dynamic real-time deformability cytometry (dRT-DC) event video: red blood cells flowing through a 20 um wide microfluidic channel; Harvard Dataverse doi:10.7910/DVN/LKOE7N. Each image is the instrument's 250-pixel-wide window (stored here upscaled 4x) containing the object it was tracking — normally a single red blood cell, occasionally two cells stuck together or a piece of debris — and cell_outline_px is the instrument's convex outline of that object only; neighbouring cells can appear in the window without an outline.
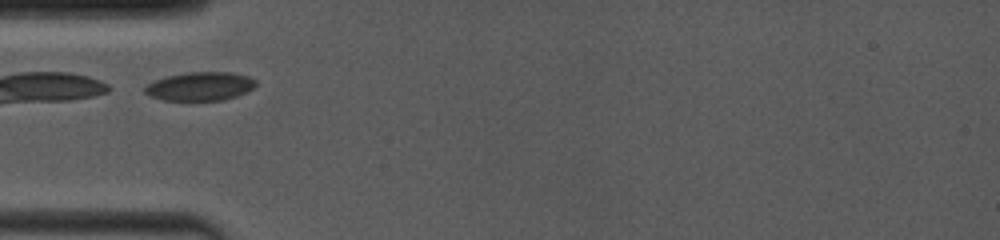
{"species": "common noctule bat (a hibernating species)", "species_latin": "Nyctalus noctula", "temperature_condition": "room temperature", "stored_images_in_passage": 10, "camera_frame_rate_fps": 4000, "um_per_image_px": 0.085, "animal": {"sex": "female", "body_mass_g": 19.0, "forearm_length_mm": 53.3}, "frame": {"image": 1, "passage_image": 1, "time_ms": 0.0, "image_size_px": [1000, 240], "cell_outline_px": [[256, 84], [252, 88], [236, 96], [224, 100], [164, 100], [148, 96], [144, 92], [144, 88], [148, 84], [156, 80], [168, 76], [188, 72], [232, 72], [248, 76], [256, 80]], "centroid_in_image_um": [17.0, 7.33], "position_along_channel_um": 68.0, "area_um2": 18.38}}
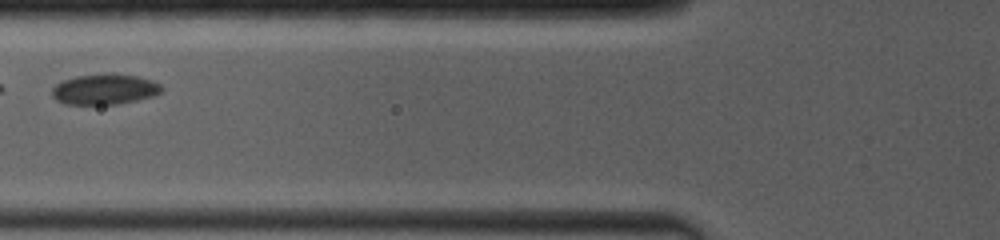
{"frame": {"image": 2, "passage_image": 5, "time_ms": 1.25, "image_size_px": [1000, 240], "cell_outline_px": [[164, 88], [160, 92], [152, 96], [120, 104], [64, 104], [56, 100], [52, 96], [52, 88], [56, 84], [64, 80], [76, 76], [104, 72], [136, 76], [152, 80], [160, 84]], "centroid_in_image_um": [8.88, 7.58], "position_along_channel_um": 116.9, "area_um2": 19.65}}